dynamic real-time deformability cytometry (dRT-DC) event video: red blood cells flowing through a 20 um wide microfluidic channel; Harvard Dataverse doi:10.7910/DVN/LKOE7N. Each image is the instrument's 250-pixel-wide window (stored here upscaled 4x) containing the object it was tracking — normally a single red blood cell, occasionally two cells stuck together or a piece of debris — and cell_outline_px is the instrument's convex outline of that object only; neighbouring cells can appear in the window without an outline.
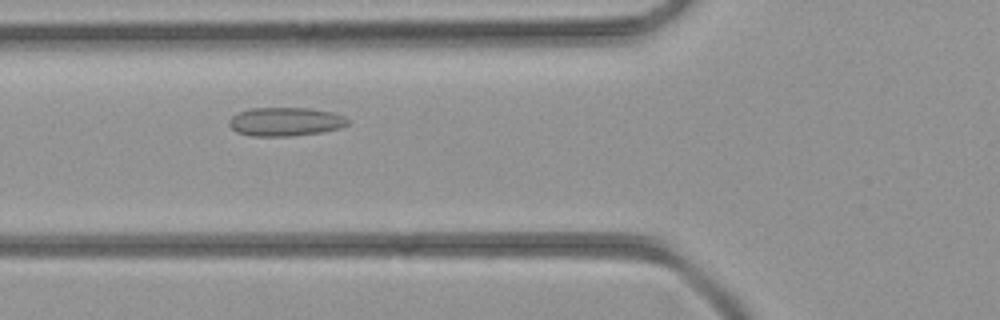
{"species": "common noctule bat (a hibernating species)", "species_latin": "Nyctalus noctula", "temperature_condition": "room temperature", "stored_images_in_passage": 39, "camera_frame_rate_fps": 3000, "um_per_image_px": 0.085, "animal": {"sex": "female", "body_mass_g": 21.9}, "frame": {"image": 1, "passage_image": 12, "time_ms": 3.667, "image_size_px": [1000, 320], "cell_outline_px": [[348, 124], [340, 128], [320, 132], [292, 136], [252, 136], [236, 132], [228, 124], [228, 120], [232, 116], [240, 112], [252, 108], [308, 108], [332, 112], [344, 116], [348, 120]], "centroid_in_image_um": [24.24, 10.34], "position_along_channel_um": 101.6, "area_um2": 19.77}}
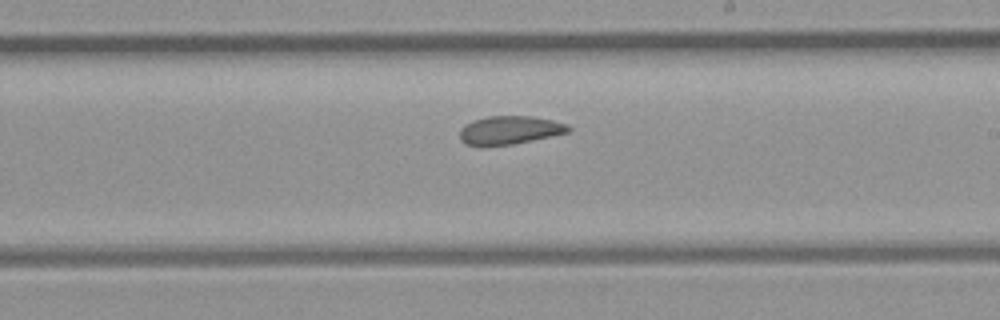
{"frame": {"image": 2, "passage_image": 21, "time_ms": 6.667, "image_size_px": [1000, 320], "cell_outline_px": [[572, 128], [568, 132], [532, 140], [512, 144], [484, 148], [480, 148], [464, 144], [460, 140], [460, 128], [464, 124], [472, 120], [488, 116], [532, 116], [552, 120], [568, 124]], "centroid_in_image_um": [43.24, 11.08], "position_along_channel_um": 245.8, "area_um2": 18.44}}
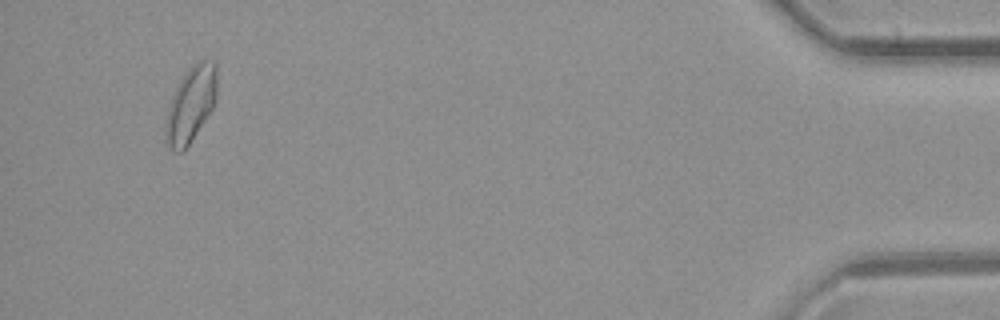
{"frame": {"image": 3, "passage_image": 37, "time_ms": 12.0, "image_size_px": [1000, 320], "cell_outline_px": [[216, 100], [212, 108], [188, 144], [180, 152], [176, 152], [164, 140], [164, 132], [168, 108], [172, 96], [176, 88], [188, 68], [192, 64], [200, 60], [216, 60]], "centroid_in_image_um": [16.21, 8.83], "position_along_channel_um": 419.0, "area_um2": 22.2}}